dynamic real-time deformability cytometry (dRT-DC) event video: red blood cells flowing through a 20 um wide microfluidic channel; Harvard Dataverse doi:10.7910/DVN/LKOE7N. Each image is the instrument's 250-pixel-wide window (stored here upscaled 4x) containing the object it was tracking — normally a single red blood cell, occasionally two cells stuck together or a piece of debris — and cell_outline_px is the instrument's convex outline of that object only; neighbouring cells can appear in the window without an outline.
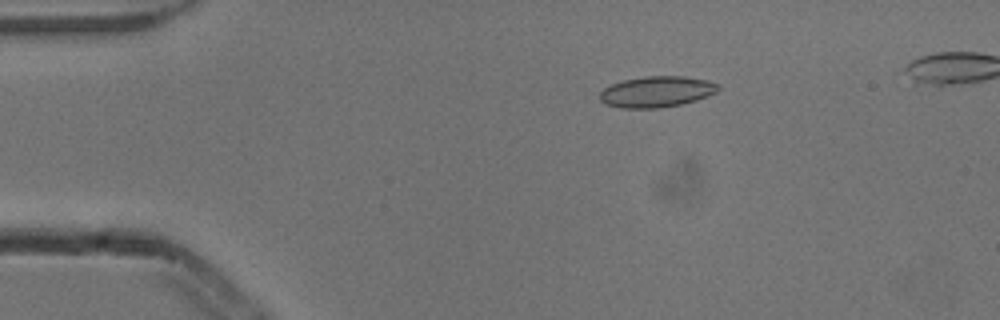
{"species": "common noctule bat (a hibernating species)", "species_latin": "Nyctalus noctula", "temperature_condition": "cold", "stored_images_in_passage": 6, "camera_frame_rate_fps": 3000, "um_per_image_px": 0.085, "animal": {"sex": "male", "body_mass_g": 13.3}, "frame": {"image": 1, "passage_image": 3, "time_ms": 0.667, "image_size_px": [1000, 320], "cell_outline_px": [[720, 88], [716, 92], [708, 96], [696, 100], [680, 104], [660, 108], [620, 108], [608, 104], [600, 100], [600, 92], [604, 88], [612, 84], [624, 80], [644, 76], [684, 76], [708, 80], [720, 84]], "centroid_in_image_um": [55.85, 7.79], "position_along_channel_um": 29.2, "area_um2": 21.39}}
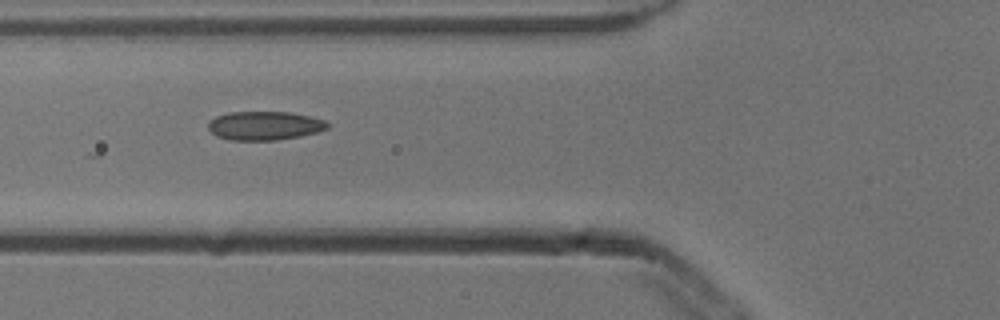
{"frame": {"image": 2, "passage_image": 6, "time_ms": 1.667, "image_size_px": [1000, 320], "cell_outline_px": [[328, 128], [316, 132], [300, 136], [276, 140], [232, 140], [216, 136], [208, 128], [208, 124], [216, 116], [228, 112], [288, 112], [312, 116], [328, 120]], "centroid_in_image_um": [22.52, 10.67], "position_along_channel_um": 103.3, "area_um2": 20.0}}